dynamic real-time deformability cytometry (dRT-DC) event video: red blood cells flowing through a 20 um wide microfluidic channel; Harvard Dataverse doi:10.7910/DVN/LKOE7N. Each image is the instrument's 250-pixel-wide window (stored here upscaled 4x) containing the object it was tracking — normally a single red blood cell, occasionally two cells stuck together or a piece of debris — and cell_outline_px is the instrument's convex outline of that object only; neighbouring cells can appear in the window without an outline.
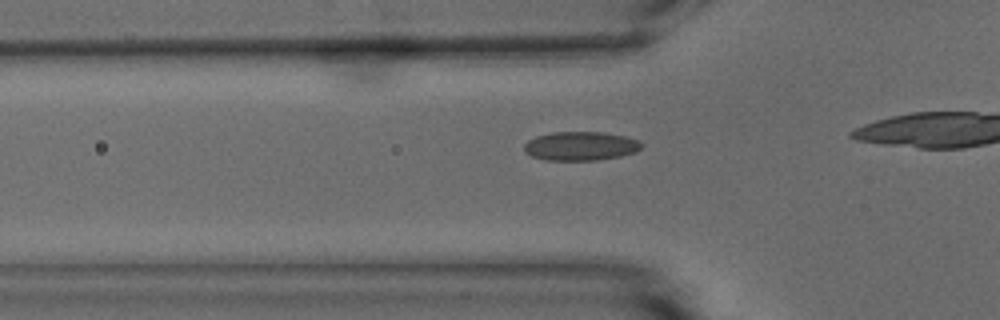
{"species": "common noctule bat (a hibernating species)", "species_latin": "Nyctalus noctula", "temperature_condition": "warm", "stored_images_in_passage": 19, "camera_frame_rate_fps": 3000, "um_per_image_px": 0.085, "animal": {"sex": "male", "body_mass_g": 15.6}, "frame": {"image": 1, "passage_image": 13, "time_ms": 4.0, "image_size_px": [1000, 320], "cell_outline_px": [[644, 144], [636, 152], [620, 156], [596, 160], [544, 160], [532, 156], [524, 152], [524, 144], [528, 140], [536, 136], [552, 132], [604, 132], [624, 136], [640, 140]], "centroid_in_image_um": [49.35, 12.41], "position_along_channel_um": 76.4, "area_um2": 19.88}}
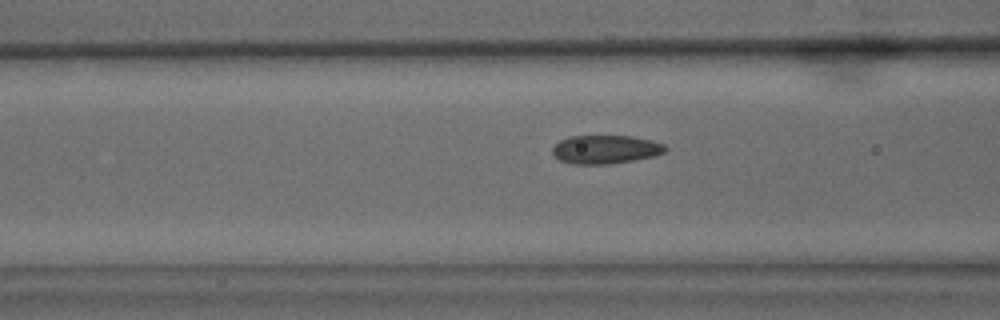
{"frame": {"image": 2, "passage_image": 16, "time_ms": 5.0, "image_size_px": [1000, 320], "cell_outline_px": [[668, 148], [664, 152], [656, 156], [608, 164], [576, 164], [560, 160], [552, 152], [552, 148], [560, 140], [568, 136], [632, 136], [652, 140], [664, 144]], "centroid_in_image_um": [51.49, 12.69], "position_along_channel_um": 115.1, "area_um2": 18.73}}